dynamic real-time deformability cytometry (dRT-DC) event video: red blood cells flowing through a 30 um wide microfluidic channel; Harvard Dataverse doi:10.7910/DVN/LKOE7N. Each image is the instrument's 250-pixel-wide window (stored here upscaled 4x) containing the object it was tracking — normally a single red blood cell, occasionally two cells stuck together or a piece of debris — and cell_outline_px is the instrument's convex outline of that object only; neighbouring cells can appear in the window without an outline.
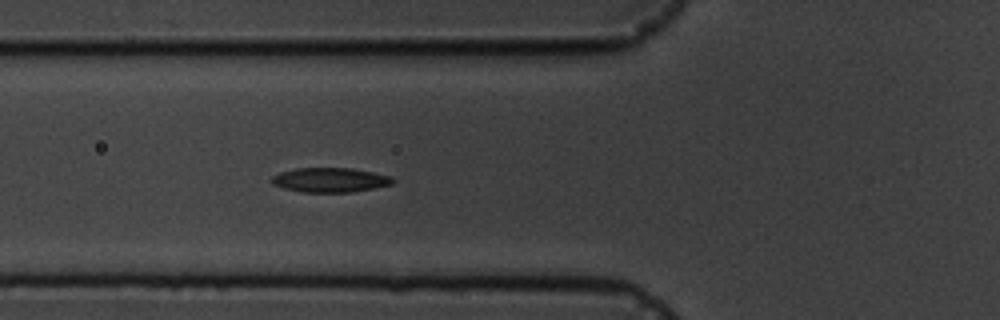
{"species": "common noctule bat (a hibernating species)", "species_latin": "Nyctalus noctula", "temperature_condition": "cold", "stored_images_in_passage": 6, "camera_frame_rate_fps": 3000, "um_per_image_px": 0.085, "animal": {"sex": "male", "body_mass_g": 19.5, "forearm_length_mm": 54.6}, "frame": {"image": 1, "passage_image": 6, "time_ms": 6.0, "image_size_px": [1000, 320], "cell_outline_px": [[396, 180], [392, 184], [352, 192], [304, 192], [284, 188], [272, 184], [268, 180], [272, 176], [280, 172], [296, 168], [352, 168], [392, 176]], "centroid_in_image_um": [28.04, 15.29], "position_along_channel_um": 97.8, "area_um2": 17.34}}